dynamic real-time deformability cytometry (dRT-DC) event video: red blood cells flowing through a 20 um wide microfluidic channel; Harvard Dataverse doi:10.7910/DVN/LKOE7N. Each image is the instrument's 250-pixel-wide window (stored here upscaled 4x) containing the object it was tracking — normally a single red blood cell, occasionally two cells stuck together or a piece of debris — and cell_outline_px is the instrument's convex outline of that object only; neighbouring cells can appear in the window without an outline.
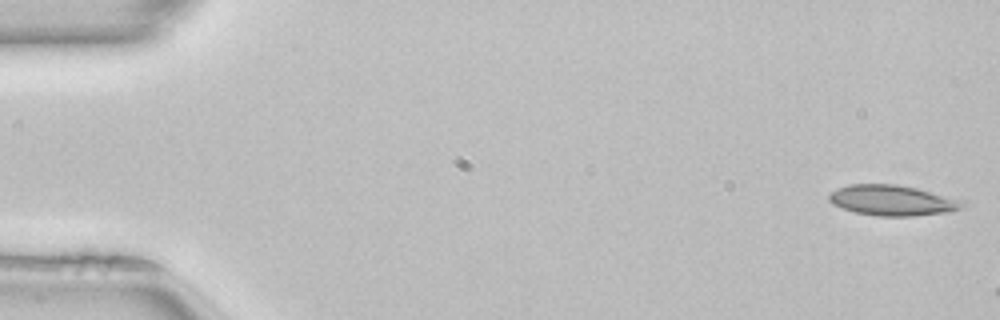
{"species": "common noctule bat (a hibernating species)", "species_latin": "Nyctalus noctula", "temperature_condition": "room temperature", "stored_images_in_passage": 7, "camera_frame_rate_fps": 3000, "um_per_image_px": 0.085, "animal": {"sex": "female", "body_mass_g": 22.7, "forearm_length_mm": 54.2}, "frame": {"image": 1, "passage_image": 1, "time_ms": 0.0, "image_size_px": [1000, 320], "cell_outline_px": [[968, 204], [960, 208], [944, 212], [912, 216], [876, 216], [856, 212], [832, 204], [828, 200], [828, 192], [836, 188], [848, 184], [896, 184], [916, 188], [964, 200]], "centroid_in_image_um": [75.81, 17.02], "position_along_channel_um": 9.2, "area_um2": 23.76}}